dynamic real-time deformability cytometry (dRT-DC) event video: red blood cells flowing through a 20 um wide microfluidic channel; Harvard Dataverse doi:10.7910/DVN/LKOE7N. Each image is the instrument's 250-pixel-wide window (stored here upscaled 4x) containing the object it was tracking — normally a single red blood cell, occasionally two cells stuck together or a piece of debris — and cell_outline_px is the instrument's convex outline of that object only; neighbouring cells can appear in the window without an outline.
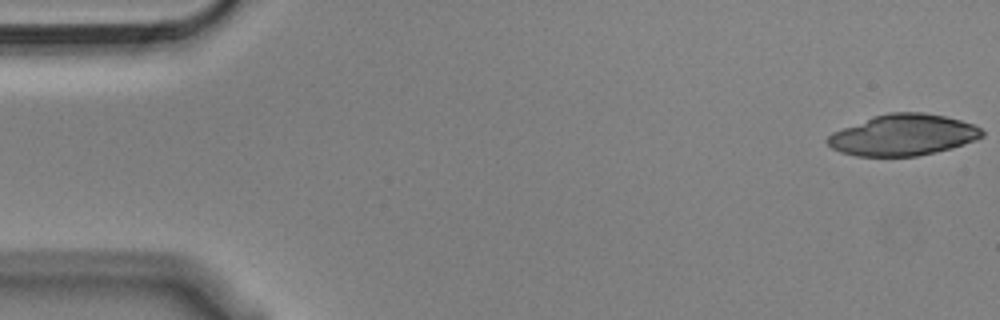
{"species": "Egyptian fruit bat (a non-hibernating species)", "species_latin": "Rousettus aegyptiacus", "temperature_condition": "cold", "stored_images_in_passage": 54, "camera_frame_rate_fps": 3000, "um_per_image_px": 0.085, "animal": {"sex": "male"}, "frame": {"image": 1, "passage_image": 1, "time_ms": 0.0, "image_size_px": [1000, 320], "cell_outline_px": [[984, 136], [976, 140], [952, 148], [916, 156], [856, 156], [840, 152], [832, 148], [824, 140], [832, 132], [872, 116], [888, 112], [924, 112], [944, 116], [960, 120], [972, 124], [980, 128], [984, 132]], "centroid_in_image_um": [76.74, 11.47], "position_along_channel_um": 8.3, "area_um2": 37.17}}